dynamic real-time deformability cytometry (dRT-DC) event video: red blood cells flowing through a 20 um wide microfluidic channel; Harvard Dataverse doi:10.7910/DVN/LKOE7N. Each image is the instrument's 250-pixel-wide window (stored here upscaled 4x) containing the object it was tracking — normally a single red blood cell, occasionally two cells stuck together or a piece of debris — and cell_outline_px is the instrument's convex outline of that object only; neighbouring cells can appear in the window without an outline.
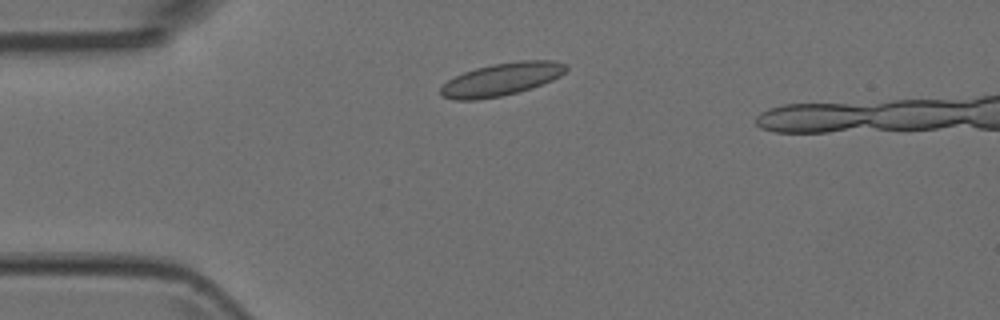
{"species": "Egyptian fruit bat (a non-hibernating species)", "species_latin": "Rousettus aegyptiacus", "temperature_condition": "room temperature", "stored_images_in_passage": 5, "camera_frame_rate_fps": 3000, "um_per_image_px": 0.085, "animal": {"sex": "female"}, "frame": {"image": 1, "passage_image": 2, "time_ms": 0.333, "image_size_px": [1000, 320], "cell_outline_px": [[568, 68], [560, 76], [552, 80], [532, 88], [500, 96], [476, 100], [456, 100], [440, 96], [440, 88], [448, 80], [464, 72], [476, 68], [492, 64], [520, 60], [556, 60], [568, 64]], "centroid_in_image_um": [42.65, 6.73], "position_along_channel_um": 42.4, "area_um2": 23.99}}
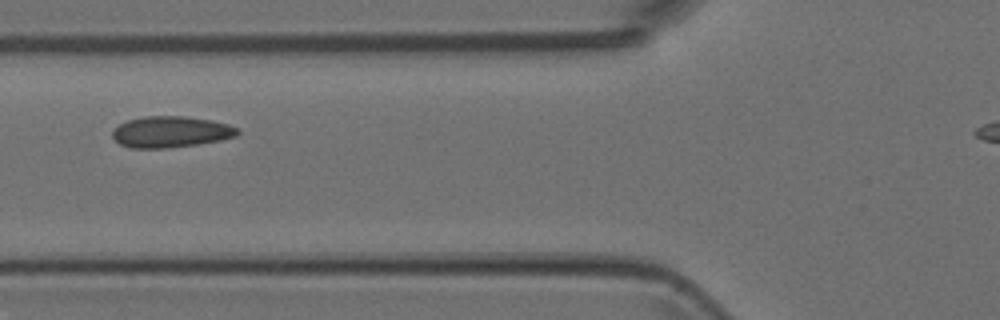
{"frame": {"image": 2, "passage_image": 4, "time_ms": 1.0, "image_size_px": [1000, 320], "cell_outline_px": [[240, 132], [236, 136], [220, 140], [200, 144], [168, 148], [132, 148], [120, 144], [112, 136], [112, 132], [120, 124], [128, 120], [144, 116], [184, 116], [212, 120], [228, 124], [236, 128]], "centroid_in_image_um": [14.53, 11.21], "position_along_channel_um": 111.3, "area_um2": 22.72}}
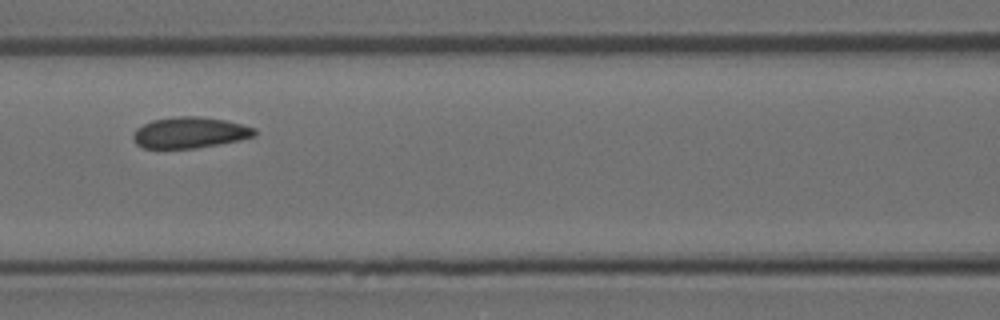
{"frame": {"image": 3, "passage_image": 5, "time_ms": 1.333, "image_size_px": [1000, 320], "cell_outline_px": [[256, 136], [240, 140], [196, 148], [144, 148], [136, 144], [132, 140], [132, 136], [136, 128], [152, 120], [176, 116], [200, 116], [224, 120], [256, 128]], "centroid_in_image_um": [16.12, 11.27], "position_along_channel_um": 150.5, "area_um2": 22.02}}